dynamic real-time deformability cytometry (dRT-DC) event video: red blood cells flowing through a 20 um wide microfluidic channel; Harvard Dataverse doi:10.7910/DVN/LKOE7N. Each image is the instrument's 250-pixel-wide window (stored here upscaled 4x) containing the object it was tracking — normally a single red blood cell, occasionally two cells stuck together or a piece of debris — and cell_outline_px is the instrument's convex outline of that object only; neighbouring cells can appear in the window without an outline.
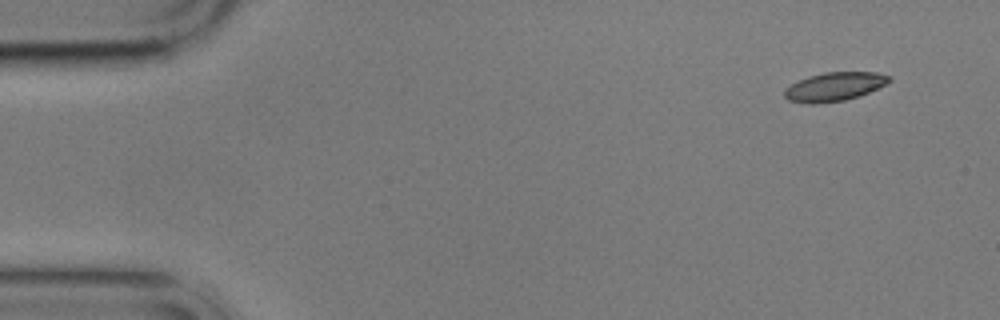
{"species": "common noctule bat (a hibernating species)", "species_latin": "Nyctalus noctula", "temperature_condition": "cold", "stored_images_in_passage": 2, "camera_frame_rate_fps": 3000, "um_per_image_px": 0.085, "animal": {"sex": "male", "body_mass_g": 17.9}, "frame": {"image": 1, "passage_image": 2, "time_ms": 2.0, "image_size_px": [1000, 320], "cell_outline_px": [[892, 80], [860, 96], [844, 100], [812, 104], [788, 100], [784, 96], [784, 88], [808, 76], [824, 72], [876, 72], [892, 76]], "centroid_in_image_um": [70.92, 7.36], "position_along_channel_um": 14.1, "area_um2": 17.4}}